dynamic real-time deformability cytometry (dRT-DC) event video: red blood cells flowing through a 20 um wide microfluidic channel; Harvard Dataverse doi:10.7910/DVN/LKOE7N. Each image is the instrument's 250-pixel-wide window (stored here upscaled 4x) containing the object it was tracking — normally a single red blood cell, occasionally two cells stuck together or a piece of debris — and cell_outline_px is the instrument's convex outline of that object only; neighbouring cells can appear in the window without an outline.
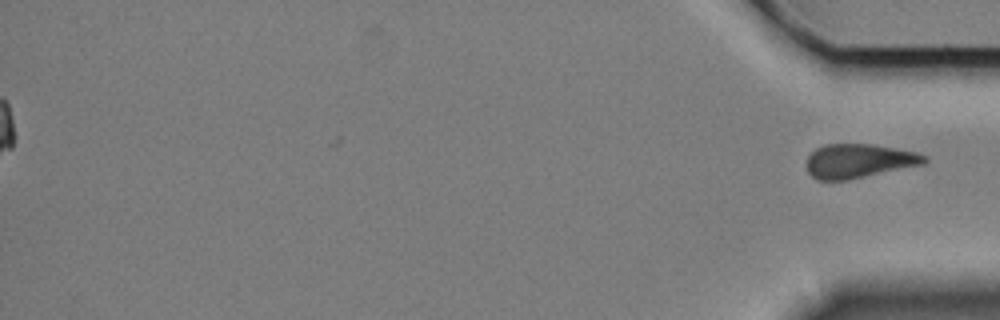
{"species": "Egyptian fruit bat (a non-hibernating species)", "species_latin": "Rousettus aegyptiacus", "temperature_condition": "cold", "stored_images_in_passage": 60, "segment_of_instrument_passage": [2, 2], "camera_frame_rate_fps": 3000, "um_per_image_px": 0.085, "animal": {"sex": "female"}, "frame": {"image": 1, "passage_image": 60, "time_ms": 19.667, "image_size_px": [1000, 320], "cell_outline_px": [[928, 160], [924, 164], [848, 180], [816, 180], [808, 172], [808, 156], [816, 148], [824, 144], [872, 144], [916, 152], [928, 156]], "centroid_in_image_um": [73.02, 13.68], "position_along_channel_um": 362.2, "area_um2": 23.35}}